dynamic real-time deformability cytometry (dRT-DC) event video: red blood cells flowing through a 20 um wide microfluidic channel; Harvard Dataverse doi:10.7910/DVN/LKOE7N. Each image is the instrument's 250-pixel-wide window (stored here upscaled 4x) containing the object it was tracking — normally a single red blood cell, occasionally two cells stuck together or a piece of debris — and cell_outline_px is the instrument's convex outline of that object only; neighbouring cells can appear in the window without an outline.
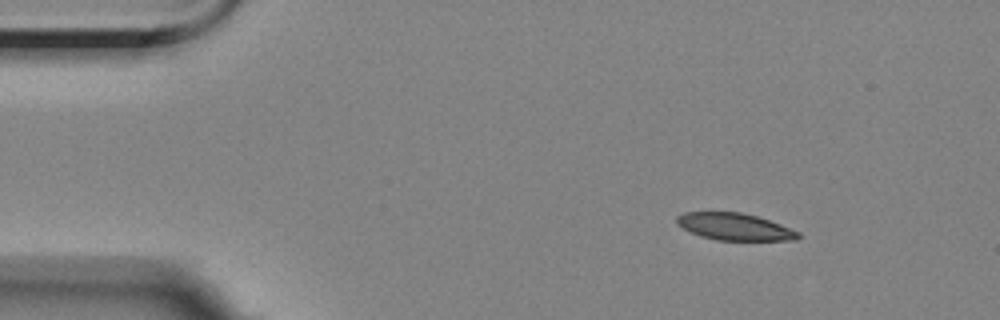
{"species": "Egyptian fruit bat (a non-hibernating species)", "species_latin": "Rousettus aegyptiacus", "temperature_condition": "room temperature", "stored_images_in_passage": 7, "camera_frame_rate_fps": 3000, "um_per_image_px": 0.085, "animal": {"sex": "female"}, "frame": {"image": 1, "passage_image": 1, "time_ms": 0.0, "image_size_px": [1000, 320], "cell_outline_px": [[800, 236], [796, 240], [716, 240], [700, 236], [676, 224], [676, 216], [684, 212], [740, 212], [756, 216], [780, 224], [800, 232]], "centroid_in_image_um": [62.43, 19.27], "position_along_channel_um": 22.6, "area_um2": 19.02}}
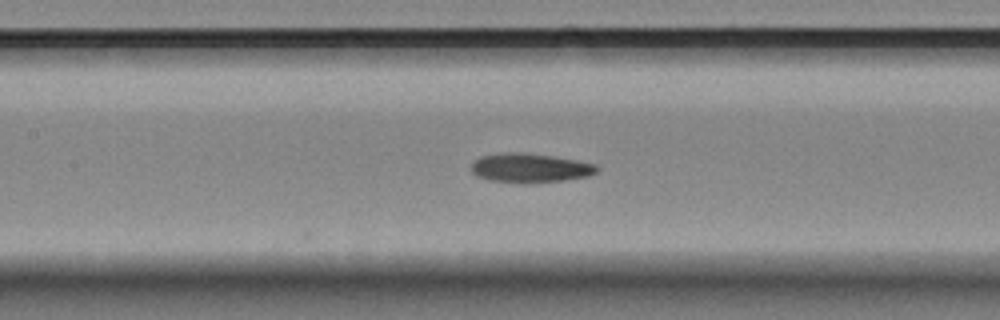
{"frame": {"image": 2, "passage_image": 6, "time_ms": 6.0, "image_size_px": [1000, 320], "cell_outline_px": [[600, 168], [596, 172], [588, 176], [564, 180], [524, 184], [488, 180], [476, 176], [472, 172], [472, 164], [480, 156], [508, 152], [516, 152], [552, 156], [576, 160], [596, 164]], "centroid_in_image_um": [45.05, 14.29], "position_along_channel_um": 162.3, "area_um2": 21.39}}
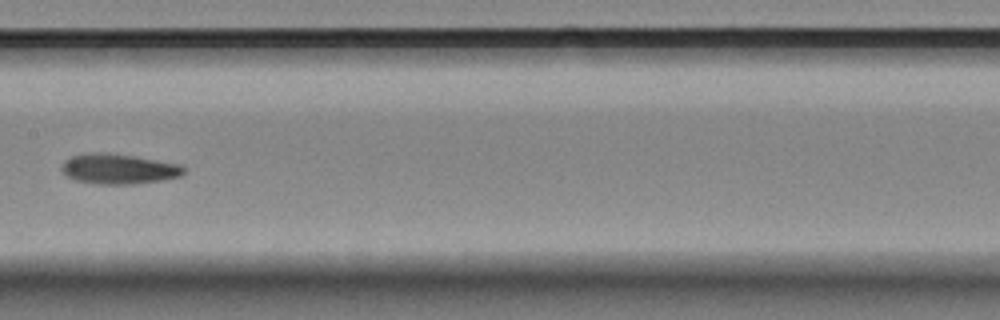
{"frame": {"image": 3, "passage_image": 7, "time_ms": 7.0, "image_size_px": [1000, 320], "cell_outline_px": [[184, 172], [180, 176], [164, 180], [132, 184], [96, 184], [76, 180], [64, 176], [60, 172], [60, 164], [64, 160], [72, 156], [88, 152], [108, 152], [180, 164], [184, 168]], "centroid_in_image_um": [10.0, 14.35], "position_along_channel_um": 197.4, "area_um2": 21.73}}